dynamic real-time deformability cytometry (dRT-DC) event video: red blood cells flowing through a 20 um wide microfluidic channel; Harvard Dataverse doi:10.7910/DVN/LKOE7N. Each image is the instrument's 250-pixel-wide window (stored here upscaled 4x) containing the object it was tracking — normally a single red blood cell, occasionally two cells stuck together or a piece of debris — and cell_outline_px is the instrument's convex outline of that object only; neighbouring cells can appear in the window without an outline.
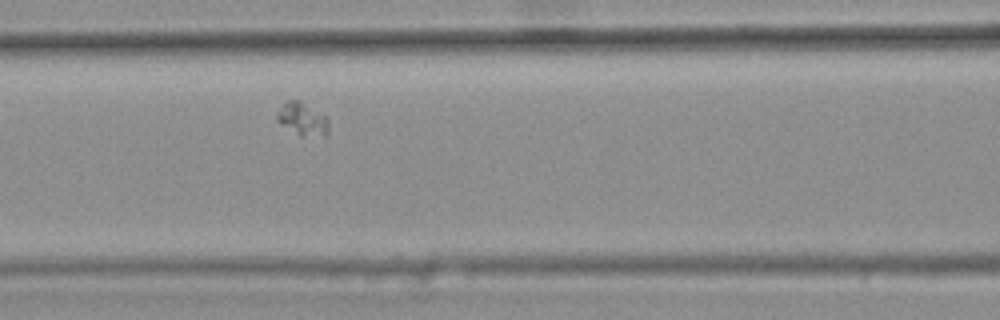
{"species": "common noctule bat (a hibernating species)", "species_latin": "Nyctalus noctula", "temperature_condition": "warm", "stored_images_in_passage": 36, "camera_frame_rate_fps": 3000, "um_per_image_px": 0.085, "animal": {"sex": "female", "body_mass_g": 25.1}, "frame": {"image": 1, "passage_image": 7, "time_ms": 2.0, "image_size_px": [1000, 320], "cell_outline_px": [[328, 136], [300, 136], [280, 124], [276, 120], [276, 116], [280, 108], [288, 100], [300, 100], [328, 116]], "centroid_in_image_um": [25.75, 10.13], "position_along_channel_um": 140.9, "area_um2": 10.06}}